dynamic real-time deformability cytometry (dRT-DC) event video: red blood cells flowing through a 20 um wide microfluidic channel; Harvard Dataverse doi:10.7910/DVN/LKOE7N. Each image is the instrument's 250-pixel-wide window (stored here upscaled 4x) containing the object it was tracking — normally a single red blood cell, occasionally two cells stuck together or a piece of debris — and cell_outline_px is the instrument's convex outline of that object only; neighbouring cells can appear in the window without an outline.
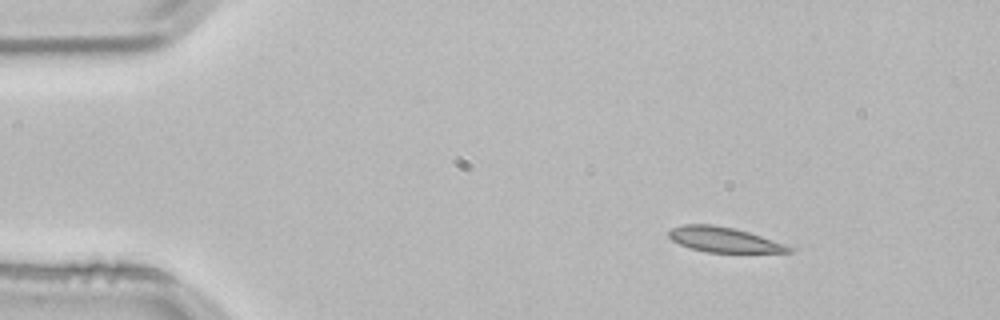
{"species": "common noctule bat (a hibernating species)", "species_latin": "Nyctalus noctula", "temperature_condition": "room temperature", "stored_images_in_passage": 3, "camera_frame_rate_fps": 3000, "um_per_image_px": 0.085, "animal": {"sex": "male", "body_mass_g": 21.5, "forearm_length_mm": 52.0}, "frame": {"image": 1, "passage_image": 1, "time_ms": 0.0, "image_size_px": [1000, 320], "cell_outline_px": [[796, 252], [708, 252], [692, 248], [680, 244], [672, 240], [668, 236], [668, 232], [672, 228], [684, 224], [712, 224], [732, 228], [748, 232], [796, 248]], "centroid_in_image_um": [61.54, 20.37], "position_along_channel_um": 23.5, "area_um2": 17.28}}
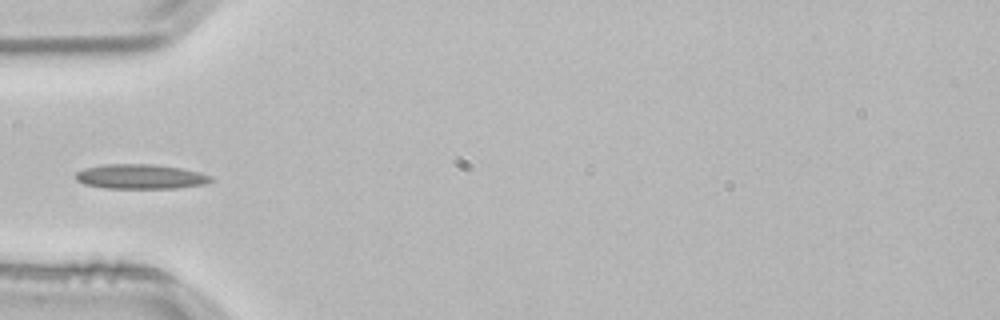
{"frame": {"image": 2, "passage_image": 3, "time_ms": 0.667, "image_size_px": [1000, 320], "cell_outline_px": [[216, 180], [204, 184], [176, 188], [104, 188], [84, 184], [76, 180], [76, 172], [84, 168], [104, 164], [152, 164], [180, 168], [200, 172], [212, 176]], "centroid_in_image_um": [11.96, 15.01], "position_along_channel_um": 73.0, "area_um2": 19.54}}